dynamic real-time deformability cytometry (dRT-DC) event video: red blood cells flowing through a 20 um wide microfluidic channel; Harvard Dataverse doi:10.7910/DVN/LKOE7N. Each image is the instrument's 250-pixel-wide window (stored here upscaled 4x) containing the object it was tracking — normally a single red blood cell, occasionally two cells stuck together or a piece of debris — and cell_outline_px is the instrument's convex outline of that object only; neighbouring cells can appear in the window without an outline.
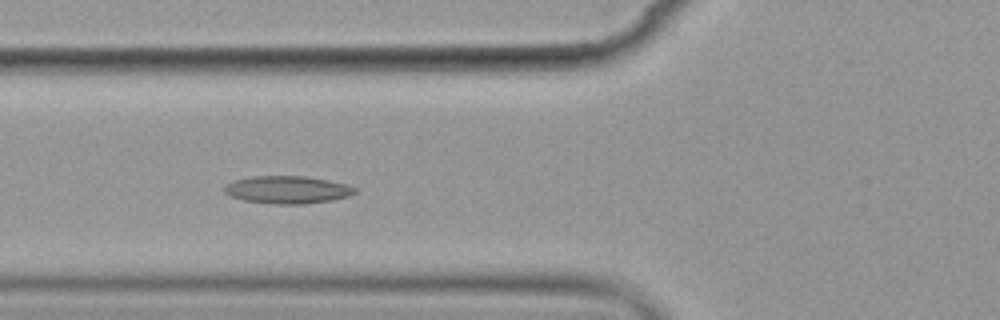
{"species": "common noctule bat (a hibernating species)", "species_latin": "Nyctalus noctula", "temperature_condition": "cold", "stored_images_in_passage": 7, "camera_frame_rate_fps": 3000, "um_per_image_px": 0.085, "animal": {"sex": "female", "body_mass_g": 19.9}, "frame": {"image": 1, "passage_image": 6, "time_ms": 7.0, "image_size_px": [1000, 320], "cell_outline_px": [[356, 192], [348, 196], [332, 200], [304, 204], [276, 204], [244, 200], [232, 196], [224, 192], [224, 188], [228, 184], [236, 180], [252, 176], [304, 176], [328, 180], [348, 184], [356, 188]], "centroid_in_image_um": [24.47, 16.12], "position_along_channel_um": 101.3, "area_um2": 20.81}}
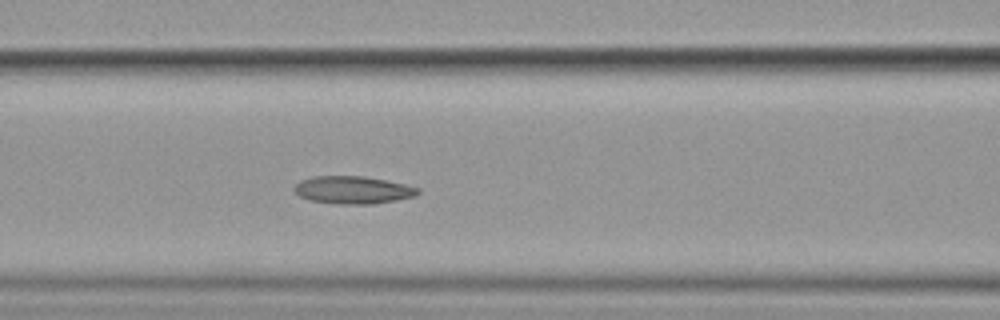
{"frame": {"image": 2, "passage_image": 7, "time_ms": 8.0, "image_size_px": [1000, 320], "cell_outline_px": [[420, 192], [416, 196], [396, 200], [372, 204], [336, 204], [308, 200], [300, 196], [292, 188], [300, 180], [312, 176], [364, 176], [404, 184], [420, 188]], "centroid_in_image_um": [29.98, 16.15], "position_along_channel_um": 136.6, "area_um2": 20.0}}